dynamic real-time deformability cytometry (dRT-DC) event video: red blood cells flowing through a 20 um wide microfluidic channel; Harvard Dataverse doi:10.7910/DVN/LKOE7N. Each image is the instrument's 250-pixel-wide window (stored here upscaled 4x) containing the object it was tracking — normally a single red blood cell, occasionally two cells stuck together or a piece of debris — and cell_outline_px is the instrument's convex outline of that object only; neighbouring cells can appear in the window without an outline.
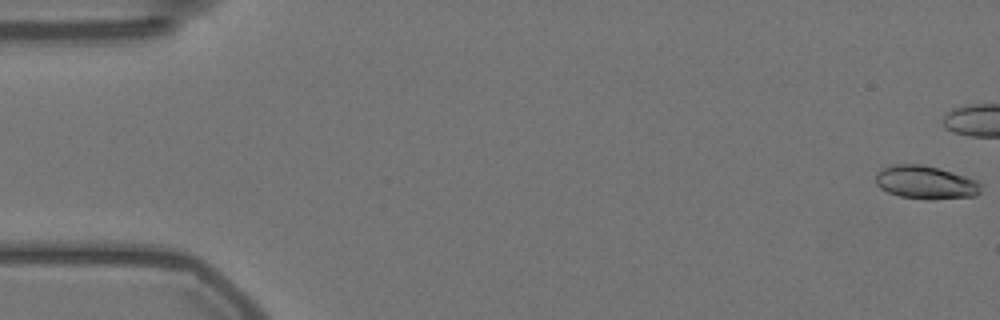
{"species": "Egyptian fruit bat (a non-hibernating species)", "species_latin": "Rousettus aegyptiacus", "temperature_condition": "warm", "stored_images_in_passage": 45, "camera_frame_rate_fps": 3000, "um_per_image_px": 0.085, "animal": {"sex": "female"}, "frame": {"image": 1, "passage_image": 1, "time_ms": 0.0, "image_size_px": [1000, 320], "cell_outline_px": [[980, 192], [976, 196], [932, 200], [928, 200], [900, 196], [888, 192], [880, 188], [876, 184], [876, 172], [880, 168], [896, 164], [920, 164], [940, 168], [976, 180], [980, 184]], "centroid_in_image_um": [78.65, 15.51], "position_along_channel_um": 6.3, "area_um2": 20.52}}
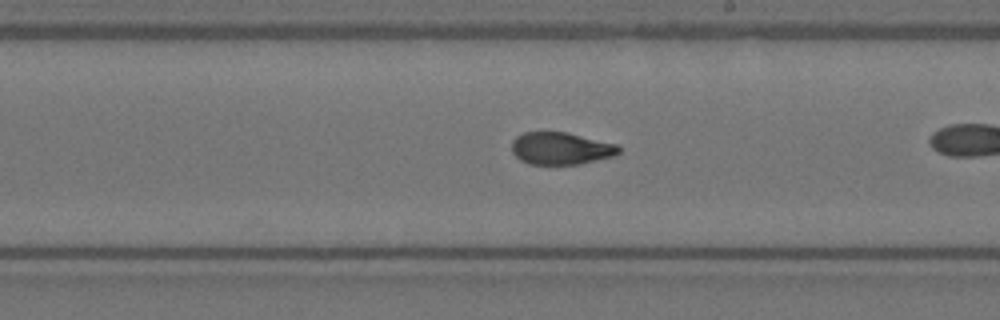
{"frame": {"image": 2, "passage_image": 33, "time_ms": 10.667, "image_size_px": [1000, 320], "cell_outline_px": [[620, 152], [612, 156], [580, 164], [528, 164], [520, 160], [512, 152], [512, 140], [516, 136], [524, 132], [568, 132], [616, 144], [620, 148]], "centroid_in_image_um": [47.64, 12.61], "position_along_channel_um": 241.4, "area_um2": 20.11}}
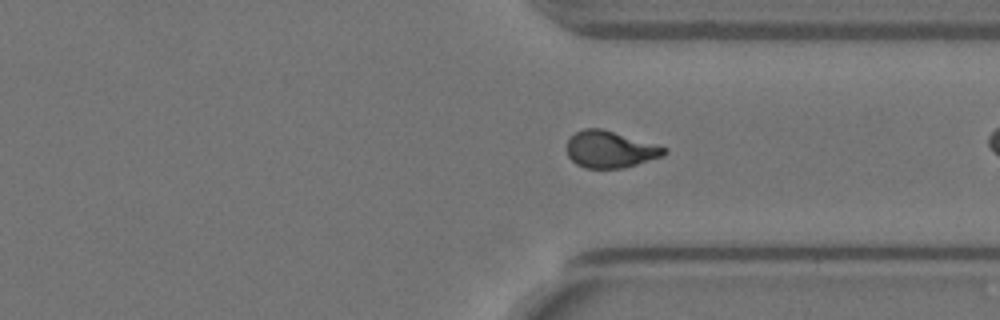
{"frame": {"image": 3, "passage_image": 43, "time_ms": 14.0, "image_size_px": [1000, 320], "cell_outline_px": [[668, 152], [664, 156], [624, 168], [584, 168], [576, 164], [568, 156], [568, 140], [576, 132], [584, 128], [600, 128], [668, 148]], "centroid_in_image_um": [51.88, 12.71], "position_along_channel_um": 359.5, "area_um2": 20.69}}